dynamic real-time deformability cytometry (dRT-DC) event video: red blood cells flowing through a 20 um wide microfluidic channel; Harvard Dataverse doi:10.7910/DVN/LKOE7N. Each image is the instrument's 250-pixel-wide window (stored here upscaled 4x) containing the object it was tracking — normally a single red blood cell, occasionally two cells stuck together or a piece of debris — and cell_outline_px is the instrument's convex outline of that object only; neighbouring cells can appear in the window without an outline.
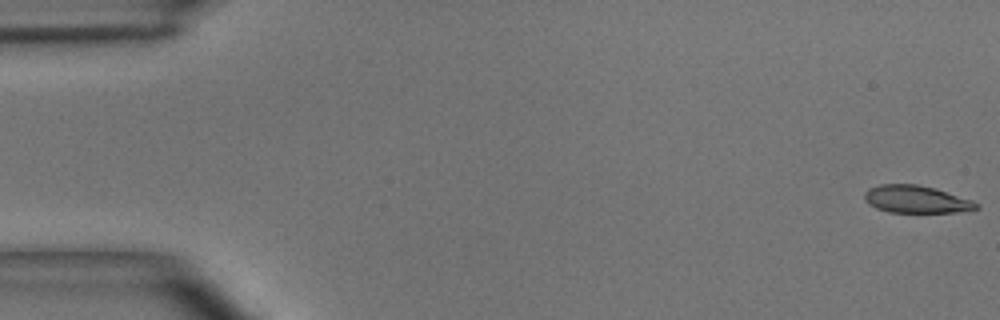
{"species": "common noctule bat (a hibernating species)", "species_latin": "Nyctalus noctula", "temperature_condition": "room temperature", "stored_images_in_passage": 49, "camera_frame_rate_fps": 3000, "um_per_image_px": 0.085, "animal": {"sex": "male", "body_mass_g": 15.6}, "frame": {"image": 1, "passage_image": 1, "time_ms": 0.0, "image_size_px": [1000, 320], "cell_outline_px": [[980, 208], [956, 212], [888, 212], [876, 208], [868, 204], [864, 200], [864, 192], [868, 188], [880, 184], [916, 184], [936, 188], [972, 200], [980, 204]], "centroid_in_image_um": [77.86, 16.93], "position_along_channel_um": 7.1, "area_um2": 18.03}}
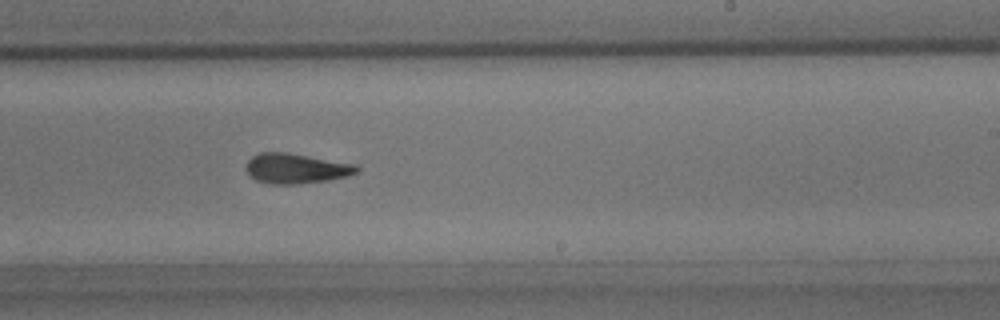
{"frame": {"image": 2, "passage_image": 30, "time_ms": 9.667, "image_size_px": [1000, 320], "cell_outline_px": [[360, 172], [348, 176], [328, 180], [300, 184], [272, 184], [256, 180], [244, 168], [248, 160], [252, 156], [260, 152], [284, 152], [352, 164], [360, 168]], "centroid_in_image_um": [25.14, 14.33], "position_along_channel_um": 263.9, "area_um2": 19.19}}
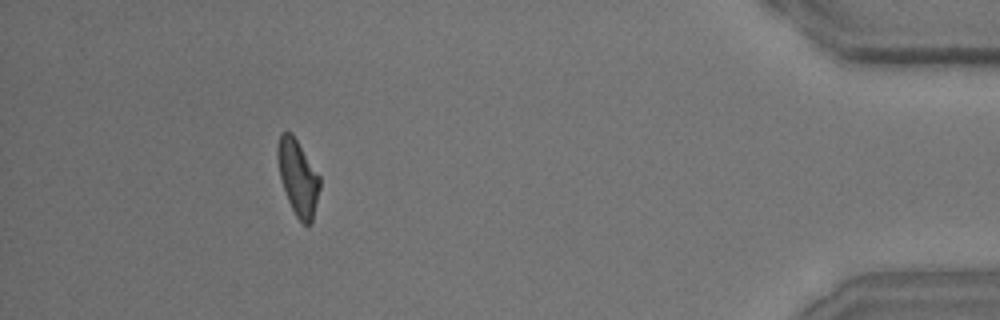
{"frame": {"image": 3, "passage_image": 45, "time_ms": 14.667, "image_size_px": [1000, 320], "cell_outline_px": [[320, 188], [312, 224], [304, 224], [296, 216], [288, 200], [280, 176], [276, 156], [276, 148], [280, 132], [292, 132], [320, 176]], "centroid_in_image_um": [25.32, 15.06], "position_along_channel_um": 409.9, "area_um2": 18.61}, "authors_computed_cell_mechanics": {"area_um2": 19.2474, "velocity_mm_per_s": 4.0626, "shape_relaxation_time_tau1_ms": 5.4274, "shape_relaxation_time_tau2_ms": 2.7077, "deformation_change_tau1": 0.1932, "deformation_change_tau2": 0.1214}}